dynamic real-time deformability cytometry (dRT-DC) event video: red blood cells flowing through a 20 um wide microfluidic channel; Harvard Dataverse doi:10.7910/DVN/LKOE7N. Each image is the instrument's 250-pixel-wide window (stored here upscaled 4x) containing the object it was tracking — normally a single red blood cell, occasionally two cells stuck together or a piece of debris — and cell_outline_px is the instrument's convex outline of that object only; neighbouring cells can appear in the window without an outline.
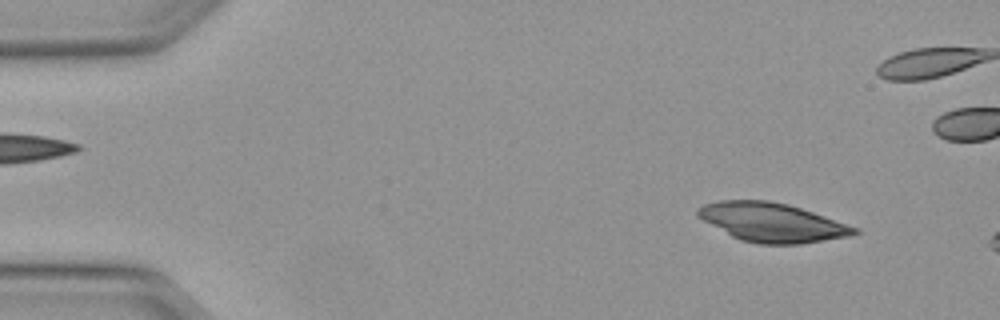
{"species": "Egyptian fruit bat (a non-hibernating species)", "species_latin": "Rousettus aegyptiacus", "temperature_condition": "warm", "stored_images_in_passage": 41, "camera_frame_rate_fps": 3000, "um_per_image_px": 0.085, "animal": {"sex": "female"}, "frame": {"image": 1, "passage_image": 1, "time_ms": 0.0, "image_size_px": [1000, 320], "cell_outline_px": [[860, 232], [852, 236], [800, 244], [756, 244], [740, 240], [732, 236], [696, 216], [696, 208], [704, 204], [716, 200], [768, 200], [788, 204], [860, 228]], "centroid_in_image_um": [65.62, 18.9], "position_along_channel_um": 19.4, "area_um2": 35.66}}